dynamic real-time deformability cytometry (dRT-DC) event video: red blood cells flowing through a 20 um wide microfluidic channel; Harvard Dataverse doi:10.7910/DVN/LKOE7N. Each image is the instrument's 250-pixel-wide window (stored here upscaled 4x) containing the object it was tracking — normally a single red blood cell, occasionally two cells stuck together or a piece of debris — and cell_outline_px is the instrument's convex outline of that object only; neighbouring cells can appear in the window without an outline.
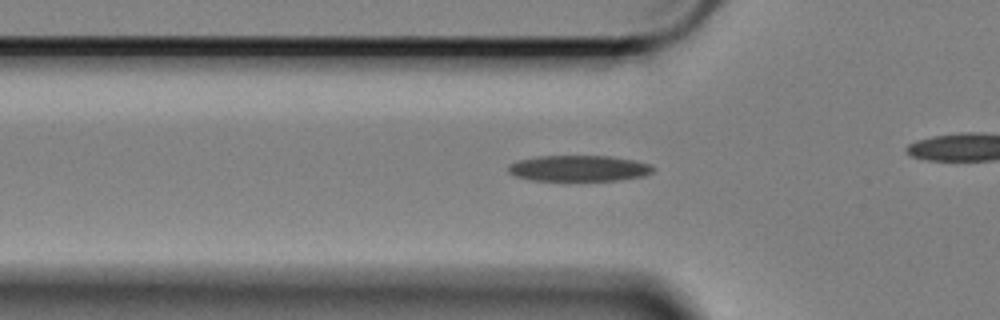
{"species": "Egyptian fruit bat (a non-hibernating species)", "species_latin": "Rousettus aegyptiacus", "temperature_condition": "cold", "stored_images_in_passage": 46, "camera_frame_rate_fps": 3000, "um_per_image_px": 0.085, "animal": {"sex": "female"}, "frame": {"image": 1, "passage_image": 18, "time_ms": 5.667, "image_size_px": [1000, 320], "cell_outline_px": [[652, 172], [644, 176], [616, 180], [532, 180], [516, 176], [508, 172], [508, 164], [520, 160], [536, 156], [608, 156], [636, 160], [652, 164]], "centroid_in_image_um": [49.2, 14.3], "position_along_channel_um": 76.6, "area_um2": 21.79}}
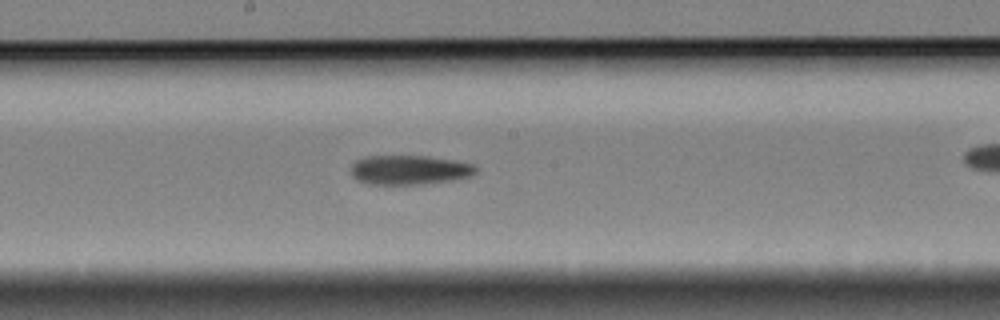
{"frame": {"image": 2, "passage_image": 30, "time_ms": 9.667, "image_size_px": [1000, 320], "cell_outline_px": [[476, 172], [472, 176], [456, 180], [420, 184], [368, 184], [356, 180], [352, 176], [352, 164], [356, 160], [364, 156], [428, 156], [456, 160], [476, 164]], "centroid_in_image_um": [34.83, 14.44], "position_along_channel_um": 213.4, "area_um2": 21.68}}
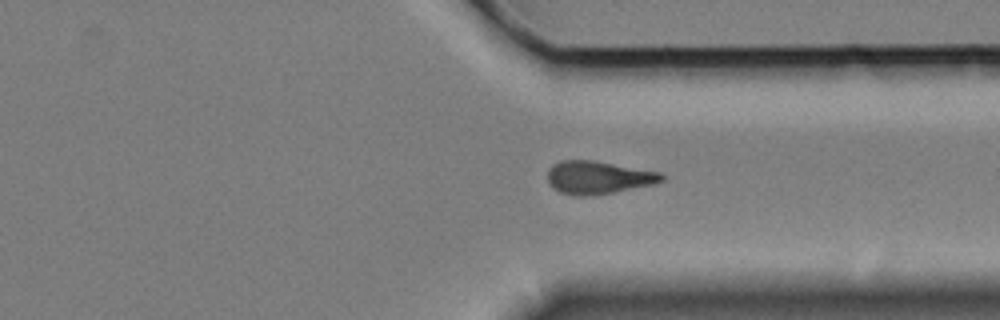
{"frame": {"image": 3, "passage_image": 43, "time_ms": 14.0, "image_size_px": [1000, 320], "cell_outline_px": [[664, 180], [652, 184], [592, 196], [572, 196], [560, 192], [552, 188], [548, 184], [548, 168], [552, 164], [560, 160], [592, 160], [660, 172], [664, 176]], "centroid_in_image_um": [50.77, 15.09], "position_along_channel_um": 360.6, "area_um2": 21.91}}